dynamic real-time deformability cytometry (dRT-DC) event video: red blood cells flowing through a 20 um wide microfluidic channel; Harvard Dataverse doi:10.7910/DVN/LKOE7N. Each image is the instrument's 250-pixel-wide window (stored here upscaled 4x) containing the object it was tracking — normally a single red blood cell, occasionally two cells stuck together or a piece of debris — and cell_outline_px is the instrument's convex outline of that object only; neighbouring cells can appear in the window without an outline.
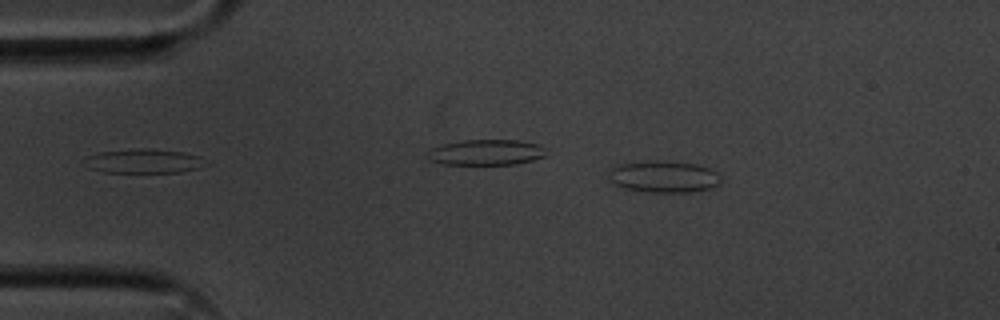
{"species": "common noctule bat (a hibernating species)", "species_latin": "Nyctalus noctula", "temperature_condition": "cold", "stored_images_in_passage": 54, "camera_frame_rate_fps": 3000, "um_per_image_px": 0.085, "animal": {"sex": "male", "body_mass_g": 20.1, "forearm_length_mm": 53.5}, "frame": {"image": 1, "passage_image": 9, "time_ms": 2.667, "image_size_px": [1000, 320], "cell_outline_px": [[720, 184], [708, 188], [692, 192], [648, 192], [620, 188], [608, 180], [608, 172], [612, 168], [620, 164], [656, 160], [664, 160], [696, 164], [708, 168], [716, 172], [720, 176]], "centroid_in_image_um": [56.37, 15.02], "position_along_channel_um": 28.6, "area_um2": 20.92}}
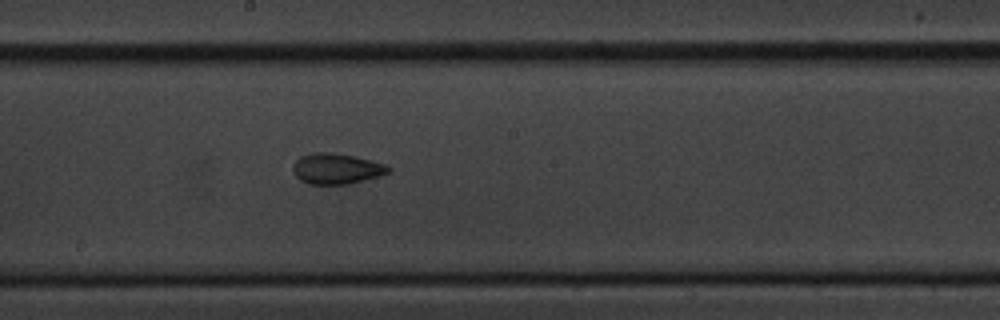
{"frame": {"image": 2, "passage_image": 29, "time_ms": 9.333, "image_size_px": [1000, 320], "cell_outline_px": [[392, 168], [388, 172], [376, 176], [348, 184], [308, 184], [300, 180], [292, 172], [292, 164], [300, 156], [312, 152], [332, 152], [352, 156], [384, 164]], "centroid_in_image_um": [28.51, 14.33], "position_along_channel_um": 219.7, "area_um2": 16.88}}
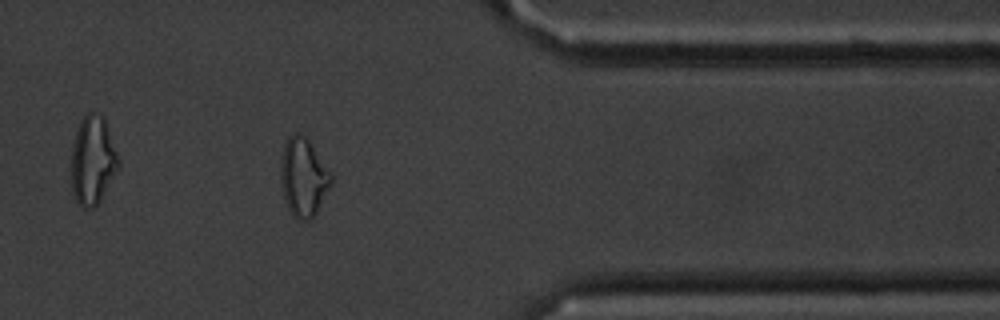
{"frame": {"image": 3, "passage_image": 44, "time_ms": 14.333, "image_size_px": [1000, 320], "cell_outline_px": [[332, 184], [316, 212], [308, 220], [300, 220], [288, 208], [284, 200], [280, 180], [280, 160], [284, 144], [288, 136], [296, 132], [300, 132], [308, 140], [332, 172]], "centroid_in_image_um": [25.78, 15.02], "position_along_channel_um": 385.6, "area_um2": 23.12}, "authors_computed_cell_mechanics": {"area_um2": 18.3226, "velocity_mm_per_s": 3.6242, "shape_relaxation_time_tau1_ms": null, "shape_relaxation_time_tau2_ms": 1.7218, "deformation_change_tau1": null, "deformation_change_tau2": 0.0811}}